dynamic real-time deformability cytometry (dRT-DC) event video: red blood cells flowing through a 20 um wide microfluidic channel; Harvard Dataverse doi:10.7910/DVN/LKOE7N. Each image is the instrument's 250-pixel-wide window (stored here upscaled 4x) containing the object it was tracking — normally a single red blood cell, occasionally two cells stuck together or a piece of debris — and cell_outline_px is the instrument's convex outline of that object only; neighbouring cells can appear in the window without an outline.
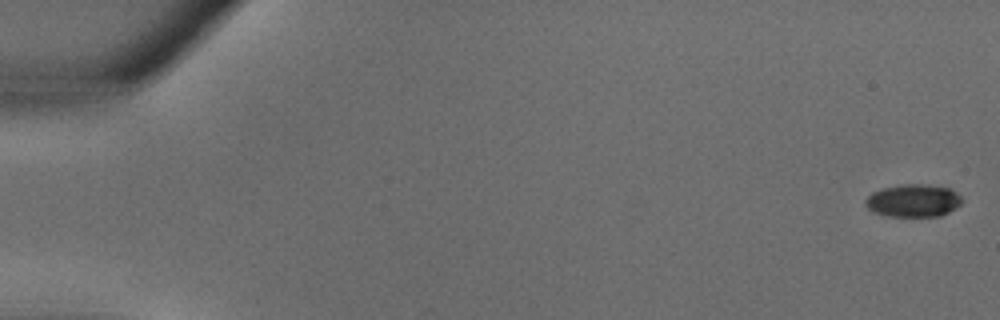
{"species": "common noctule bat (a hibernating species)", "species_latin": "Nyctalus noctula", "temperature_condition": "warm", "stored_images_in_passage": 13, "camera_frame_rate_fps": 3000, "um_per_image_px": 0.085, "animal": {"sex": "male", "body_mass_g": 18.8}, "frame": {"image": 1, "passage_image": 1, "time_ms": 0.0, "image_size_px": [1000, 320], "cell_outline_px": [[964, 200], [956, 208], [940, 216], [888, 216], [872, 212], [864, 204], [864, 200], [872, 192], [884, 188], [904, 184], [928, 184], [948, 188], [956, 192]], "centroid_in_image_um": [77.62, 17.05], "position_along_channel_um": 7.4, "area_um2": 18.44}}
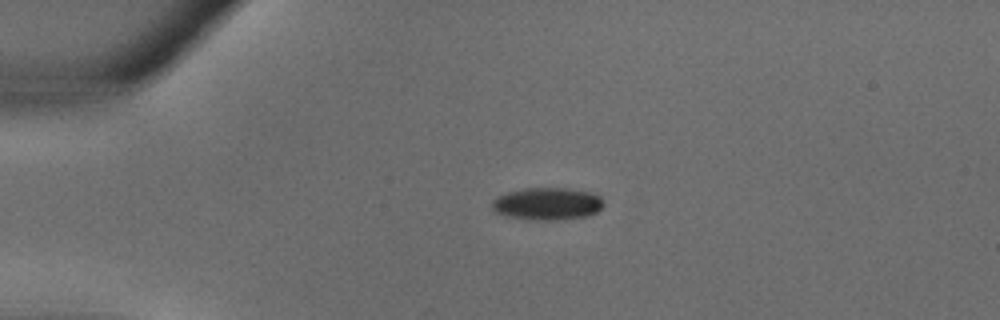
{"frame": {"image": 2, "passage_image": 9, "time_ms": 2.667, "image_size_px": [1000, 320], "cell_outline_px": [[604, 204], [596, 212], [588, 216], [564, 220], [532, 220], [504, 216], [496, 212], [492, 208], [492, 200], [496, 196], [508, 192], [524, 188], [568, 188], [588, 192], [600, 196], [604, 200]], "centroid_in_image_um": [46.51, 17.33], "position_along_channel_um": 38.5, "area_um2": 21.33}}